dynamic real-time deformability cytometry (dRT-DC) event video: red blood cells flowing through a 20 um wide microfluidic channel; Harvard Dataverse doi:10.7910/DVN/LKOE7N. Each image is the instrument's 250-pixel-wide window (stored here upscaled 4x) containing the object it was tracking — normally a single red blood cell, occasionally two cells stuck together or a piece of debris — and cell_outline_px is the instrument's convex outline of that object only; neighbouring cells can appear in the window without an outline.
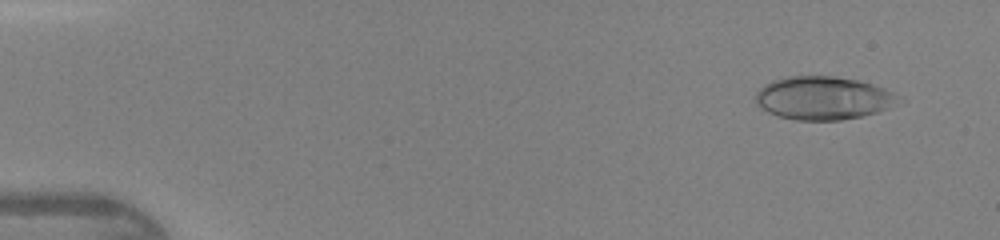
{"species": "human", "species_latin": "Homo sapiens", "temperature_condition": "warm", "stored_images_in_passage": 45, "camera_frame_rate_fps": 3000, "um_per_image_px": 0.085, "donor": {"sex": "female"}, "frame": {"image": 1, "passage_image": 4, "time_ms": 1.0, "image_size_px": [1000, 240], "cell_outline_px": [[892, 96], [884, 108], [876, 112], [860, 116], [840, 120], [796, 120], [780, 116], [768, 112], [756, 100], [756, 92], [764, 84], [772, 80], [788, 76], [836, 76], [856, 80], [872, 84], [884, 88], [892, 92]], "centroid_in_image_um": [69.83, 8.31], "position_along_channel_um": 15.2, "area_um2": 34.74}}
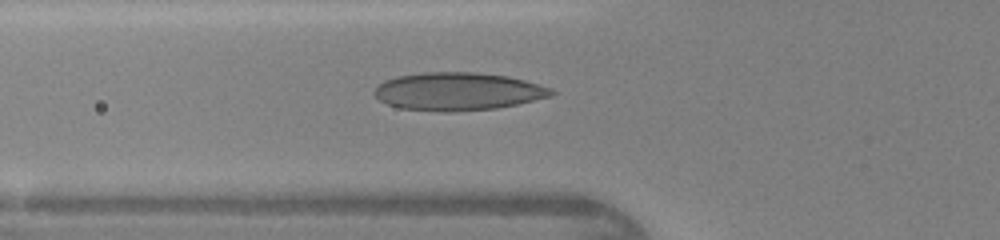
{"frame": {"image": 2, "passage_image": 17, "time_ms": 5.333, "image_size_px": [1000, 240], "cell_outline_px": [[556, 92], [548, 96], [516, 104], [496, 108], [448, 112], [444, 112], [400, 108], [388, 104], [380, 100], [372, 92], [384, 80], [396, 76], [424, 72], [472, 72], [508, 76], [524, 80], [552, 88]], "centroid_in_image_um": [38.89, 7.76], "position_along_channel_um": 86.9, "area_um2": 38.84}}
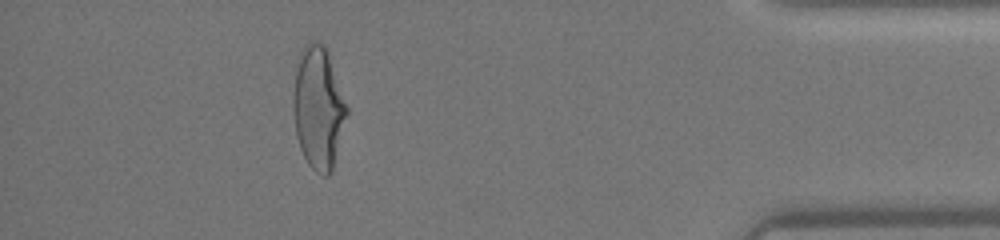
{"frame": {"image": 3, "passage_image": 41, "time_ms": 13.333, "image_size_px": [1000, 240], "cell_outline_px": [[348, 112], [332, 172], [328, 176], [324, 176], [316, 172], [308, 164], [300, 148], [296, 136], [292, 108], [292, 104], [296, 56], [304, 44], [312, 40], [324, 44], [328, 52], [348, 108]], "centroid_in_image_um": [27.03, 9.13], "position_along_channel_um": 408.2, "area_um2": 38.73}}